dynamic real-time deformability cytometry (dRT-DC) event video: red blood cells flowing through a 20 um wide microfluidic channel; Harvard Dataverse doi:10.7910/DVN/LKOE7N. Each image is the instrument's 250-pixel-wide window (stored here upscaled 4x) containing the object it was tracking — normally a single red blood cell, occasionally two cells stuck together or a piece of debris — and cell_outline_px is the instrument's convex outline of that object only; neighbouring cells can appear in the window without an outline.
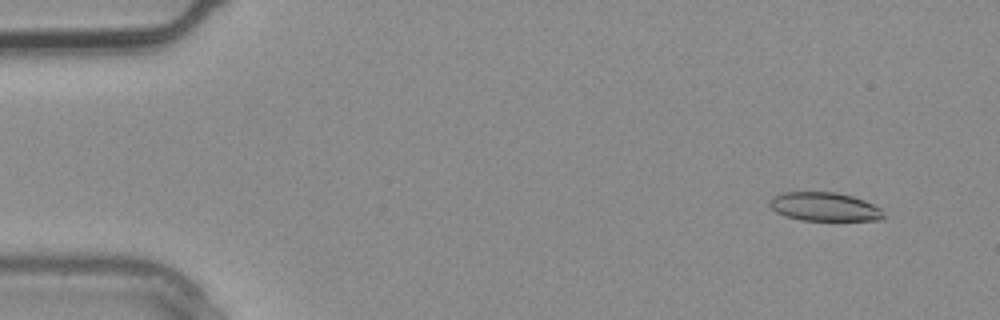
{"species": "common noctule bat (a hibernating species)", "species_latin": "Nyctalus noctula", "temperature_condition": "warm", "stored_images_in_passage": 3, "camera_frame_rate_fps": 3000, "um_per_image_px": 0.085, "animal": {"sex": "male", "body_mass_g": 20.4}, "frame": {"image": 1, "passage_image": 1, "time_ms": 0.0, "image_size_px": [1000, 320], "cell_outline_px": [[884, 220], [800, 220], [784, 216], [776, 212], [768, 204], [768, 200], [772, 196], [780, 192], [836, 192], [852, 196], [864, 200], [880, 208], [884, 216]], "centroid_in_image_um": [70.03, 17.57], "position_along_channel_um": 15.0, "area_um2": 19.19}}